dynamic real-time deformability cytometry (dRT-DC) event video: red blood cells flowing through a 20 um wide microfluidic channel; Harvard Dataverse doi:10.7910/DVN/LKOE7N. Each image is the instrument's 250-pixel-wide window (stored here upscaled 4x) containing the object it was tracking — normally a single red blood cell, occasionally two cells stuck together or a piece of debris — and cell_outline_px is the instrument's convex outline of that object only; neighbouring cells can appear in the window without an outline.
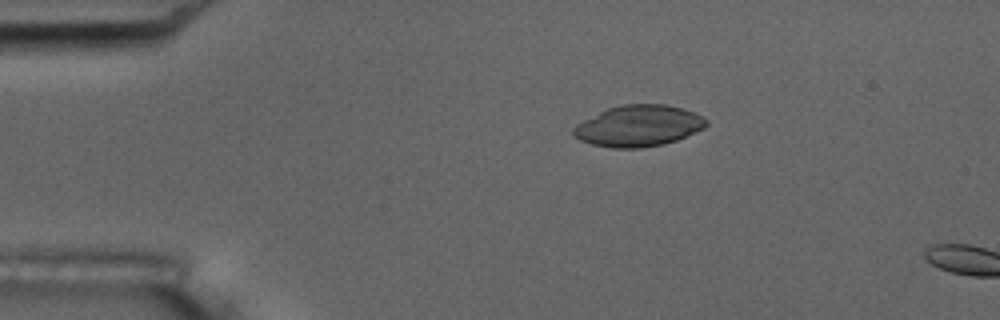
{"species": "common noctule bat (a hibernating species)", "species_latin": "Nyctalus noctula", "temperature_condition": "room temperature", "stored_images_in_passage": 2, "camera_frame_rate_fps": 3000, "um_per_image_px": 0.085, "animal": {"sex": "male", "body_mass_g": 17.5, "forearm_length_mm": 52.3}, "frame": {"image": 1, "passage_image": 1, "time_ms": 0.0, "image_size_px": [1000, 320], "cell_outline_px": [[708, 124], [704, 128], [676, 140], [664, 144], [644, 148], [612, 148], [592, 144], [580, 140], [572, 136], [572, 128], [576, 124], [608, 108], [620, 104], [664, 104], [684, 108], [708, 120]], "centroid_in_image_um": [54.25, 10.7], "position_along_channel_um": 30.7, "area_um2": 31.96}}